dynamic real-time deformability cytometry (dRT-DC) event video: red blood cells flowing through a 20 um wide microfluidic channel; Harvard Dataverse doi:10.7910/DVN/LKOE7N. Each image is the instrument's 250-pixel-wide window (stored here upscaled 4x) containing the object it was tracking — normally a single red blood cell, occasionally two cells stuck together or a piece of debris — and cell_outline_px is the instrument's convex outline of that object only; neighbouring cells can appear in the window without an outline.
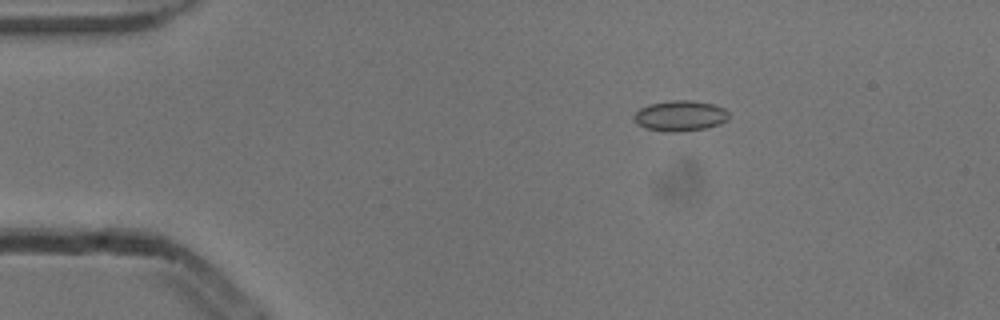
{"species": "common noctule bat (a hibernating species)", "species_latin": "Nyctalus noctula", "temperature_condition": "cold", "stored_images_in_passage": 2, "camera_frame_rate_fps": 3000, "um_per_image_px": 0.085, "animal": {"sex": "male", "body_mass_g": 13.3}, "frame": {"image": 1, "passage_image": 2, "time_ms": 0.333, "image_size_px": [1000, 320], "cell_outline_px": [[728, 120], [720, 124], [704, 128], [676, 132], [668, 132], [644, 128], [636, 124], [636, 112], [640, 108], [648, 104], [672, 100], [692, 100], [716, 104], [724, 108], [728, 112]], "centroid_in_image_um": [57.84, 9.83], "position_along_channel_um": 27.2, "area_um2": 16.94}}